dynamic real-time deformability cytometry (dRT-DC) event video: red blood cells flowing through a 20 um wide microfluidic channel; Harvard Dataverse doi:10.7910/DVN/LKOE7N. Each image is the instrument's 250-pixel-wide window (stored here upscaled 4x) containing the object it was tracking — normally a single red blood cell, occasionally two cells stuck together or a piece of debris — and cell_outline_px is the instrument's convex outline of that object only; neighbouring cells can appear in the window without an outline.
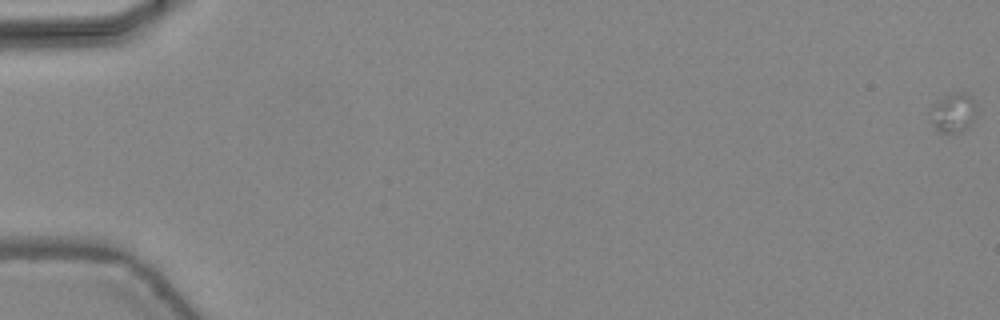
{"species": "common noctule bat (a hibernating species)", "species_latin": "Nyctalus noctula", "temperature_condition": "warm", "stored_images_in_passage": 5, "camera_frame_rate_fps": 3000, "um_per_image_px": 0.085, "animal": {"sex": "female", "body_mass_g": 24.6, "forearm_length_mm": 56.2}, "frame": {"image": 1, "passage_image": 1, "time_ms": 0.0, "image_size_px": [1000, 320], "cell_outline_px": [[976, 116], [972, 124], [968, 128], [960, 132], [940, 132], [928, 120], [928, 112], [940, 100], [956, 92], [964, 92], [972, 96], [976, 112]], "centroid_in_image_um": [81.03, 9.61], "position_along_channel_um": 4.0, "area_um2": 10.58}}